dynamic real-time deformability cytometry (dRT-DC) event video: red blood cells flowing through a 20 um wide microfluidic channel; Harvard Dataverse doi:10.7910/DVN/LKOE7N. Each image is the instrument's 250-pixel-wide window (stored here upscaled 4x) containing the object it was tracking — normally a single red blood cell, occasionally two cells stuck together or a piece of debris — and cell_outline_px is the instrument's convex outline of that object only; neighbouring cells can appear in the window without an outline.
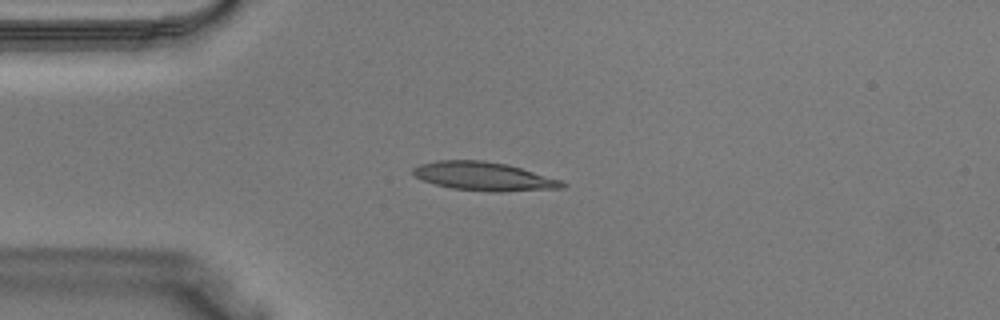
{"species": "Egyptian fruit bat (a non-hibernating species)", "species_latin": "Rousettus aegyptiacus", "temperature_condition": "warm", "stored_images_in_passage": 33, "camera_frame_rate_fps": 3000, "um_per_image_px": 0.085, "animal": {"sex": "male"}, "frame": {"image": 1, "passage_image": 8, "time_ms": 2.333, "image_size_px": [1000, 320], "cell_outline_px": [[568, 184], [564, 188], [500, 192], [488, 192], [452, 188], [436, 184], [424, 180], [416, 176], [412, 172], [412, 168], [420, 164], [440, 160], [484, 160], [508, 164], [560, 180]], "centroid_in_image_um": [41.15, 14.99], "position_along_channel_um": 43.8, "area_um2": 24.8}}
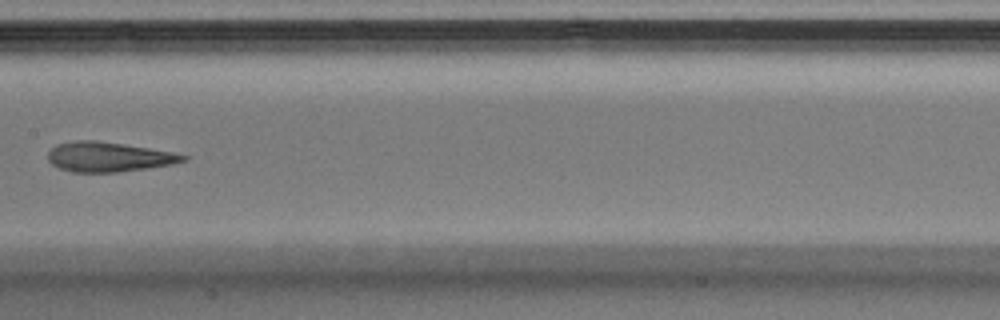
{"frame": {"image": 2, "passage_image": 18, "time_ms": 5.667, "image_size_px": [1000, 320], "cell_outline_px": [[188, 160], [172, 164], [148, 168], [120, 172], [72, 172], [60, 168], [52, 164], [48, 160], [48, 152], [56, 144], [76, 140], [96, 140], [148, 148], [172, 152], [188, 156]], "centroid_in_image_um": [9.22, 13.34], "position_along_channel_um": 198.2, "area_um2": 23.35}}
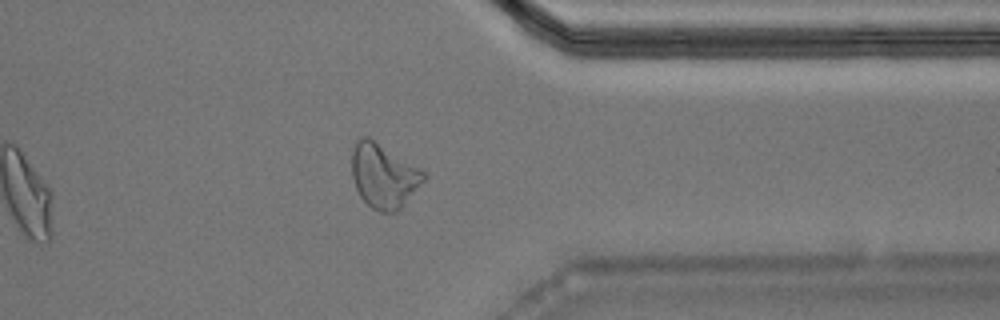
{"frame": {"image": 3, "passage_image": 29, "time_ms": 9.333, "image_size_px": [1000, 320], "cell_outline_px": [[428, 176], [400, 208], [396, 212], [380, 212], [372, 208], [360, 196], [356, 188], [352, 176], [352, 148], [356, 140], [360, 136], [368, 136], [420, 168]], "centroid_in_image_um": [32.59, 14.92], "position_along_channel_um": 378.8, "area_um2": 26.82}}